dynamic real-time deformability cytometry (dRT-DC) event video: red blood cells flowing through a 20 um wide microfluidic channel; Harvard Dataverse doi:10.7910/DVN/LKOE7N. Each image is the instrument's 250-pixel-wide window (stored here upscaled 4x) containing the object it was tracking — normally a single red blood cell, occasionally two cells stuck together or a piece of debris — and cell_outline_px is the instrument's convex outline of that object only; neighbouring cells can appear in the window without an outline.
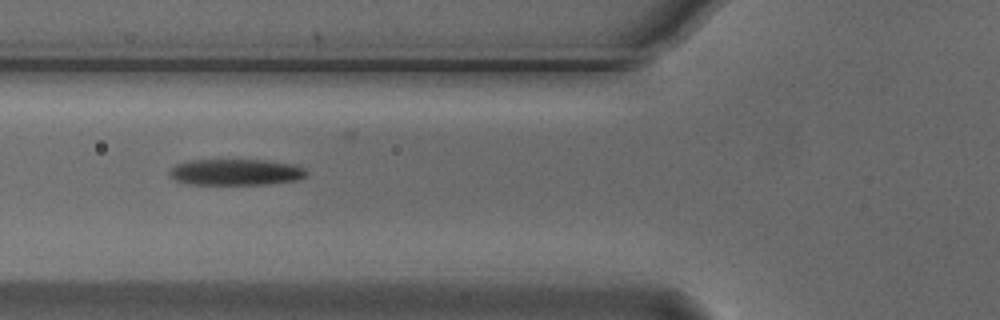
{"species": "Egyptian fruit bat (a non-hibernating species)", "species_latin": "Rousettus aegyptiacus", "temperature_condition": "cold", "stored_images_in_passage": 3, "camera_frame_rate_fps": 3000, "um_per_image_px": 0.085, "animal": {"sex": "male"}, "frame": {"image": 1, "passage_image": 2, "time_ms": 0.333, "image_size_px": [1000, 320], "cell_outline_px": [[308, 172], [304, 176], [296, 180], [268, 184], [192, 184], [176, 180], [168, 172], [176, 164], [188, 160], [264, 160], [296, 164], [304, 168]], "centroid_in_image_um": [20.07, 14.62], "position_along_channel_um": 105.7, "area_um2": 20.81}}
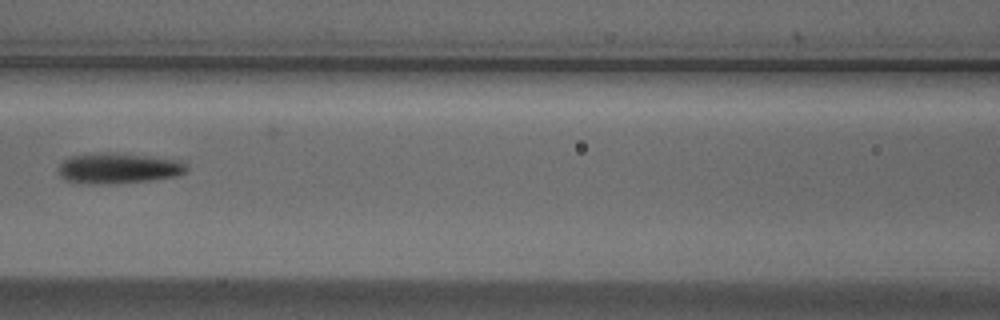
{"frame": {"image": 2, "passage_image": 3, "time_ms": 0.667, "image_size_px": [1000, 320], "cell_outline_px": [[188, 172], [180, 176], [152, 180], [116, 184], [80, 184], [64, 180], [60, 176], [56, 168], [64, 160], [72, 156], [100, 152], [108, 152], [152, 156], [184, 160], [188, 164]], "centroid_in_image_um": [10.11, 14.31], "position_along_channel_um": 156.5, "area_um2": 23.7}}